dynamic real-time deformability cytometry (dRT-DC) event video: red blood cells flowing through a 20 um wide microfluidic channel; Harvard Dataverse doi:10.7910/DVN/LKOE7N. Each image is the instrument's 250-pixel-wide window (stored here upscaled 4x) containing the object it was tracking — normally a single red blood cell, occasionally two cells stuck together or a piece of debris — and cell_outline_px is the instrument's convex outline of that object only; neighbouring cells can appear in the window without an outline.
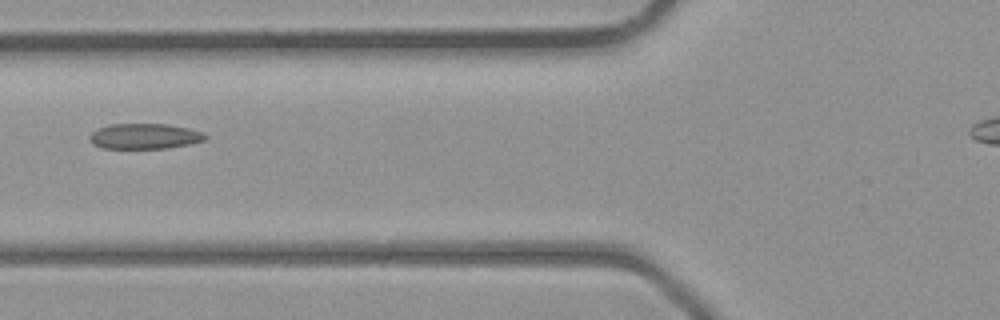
{"species": "common noctule bat (a hibernating species)", "species_latin": "Nyctalus noctula", "temperature_condition": "room temperature", "stored_images_in_passage": 5, "camera_frame_rate_fps": 3000, "um_per_image_px": 0.085, "animal": {"sex": "male", "body_mass_g": 23.1, "forearm_length_mm": 52.7}, "frame": {"image": 1, "passage_image": 5, "time_ms": 4.333, "image_size_px": [1000, 320], "cell_outline_px": [[208, 136], [204, 140], [192, 144], [168, 148], [104, 148], [92, 144], [88, 136], [92, 132], [108, 124], [168, 124], [188, 128], [204, 132]], "centroid_in_image_um": [12.32, 11.58], "position_along_channel_um": 113.5, "area_um2": 17.22}}